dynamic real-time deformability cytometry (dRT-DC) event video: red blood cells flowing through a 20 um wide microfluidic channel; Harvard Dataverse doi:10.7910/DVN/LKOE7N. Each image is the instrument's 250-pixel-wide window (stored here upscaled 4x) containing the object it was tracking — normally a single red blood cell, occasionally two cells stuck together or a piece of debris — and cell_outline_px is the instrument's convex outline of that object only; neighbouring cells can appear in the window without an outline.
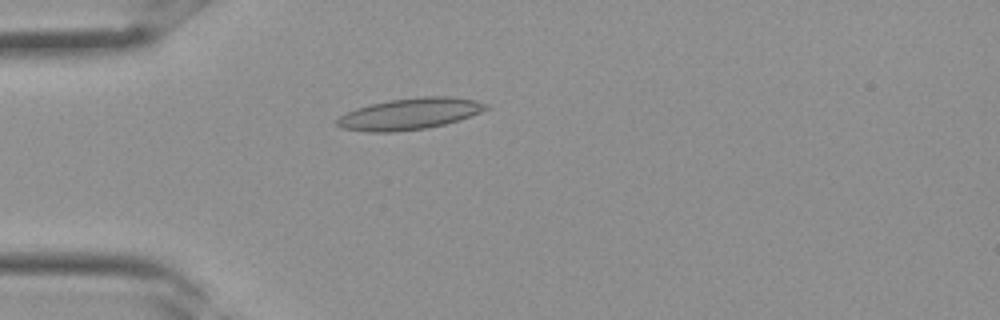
{"species": "Egyptian fruit bat (a non-hibernating species)", "species_latin": "Rousettus aegyptiacus", "temperature_condition": "room temperature", "stored_images_in_passage": 33, "camera_frame_rate_fps": 3000, "um_per_image_px": 0.085, "frame": {"image": 1, "passage_image": 9, "time_ms": 2.667, "image_size_px": [1000, 320], "cell_outline_px": [[492, 108], [460, 120], [428, 128], [396, 132], [368, 132], [340, 128], [336, 124], [336, 120], [340, 116], [356, 108], [372, 104], [392, 100], [424, 96], [448, 96], [476, 100], [488, 104]], "centroid_in_image_um": [34.87, 9.68], "position_along_channel_um": 50.1, "area_um2": 27.34}}
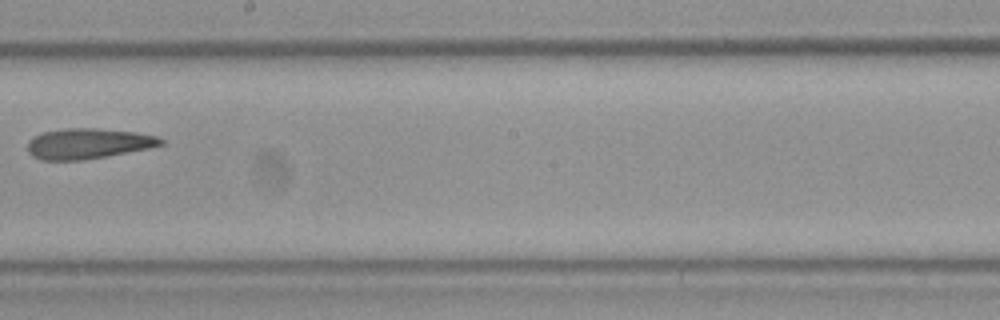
{"frame": {"image": 2, "passage_image": 19, "time_ms": 6.0, "image_size_px": [1000, 320], "cell_outline_px": [[164, 144], [148, 148], [84, 160], [40, 160], [32, 156], [28, 152], [28, 140], [44, 132], [68, 128], [100, 128], [136, 132], [156, 136], [164, 140]], "centroid_in_image_um": [7.48, 12.2], "position_along_channel_um": 240.7, "area_um2": 23.52}}
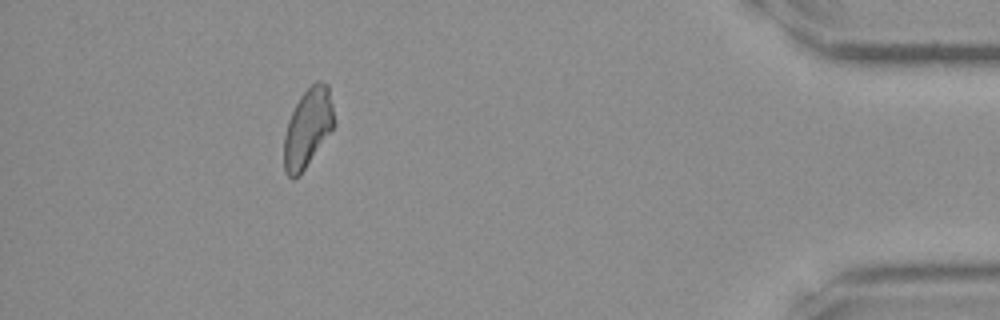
{"frame": {"image": 3, "passage_image": 30, "time_ms": 9.667, "image_size_px": [1000, 320], "cell_outline_px": [[336, 124], [300, 176], [292, 180], [284, 172], [284, 136], [288, 120], [300, 96], [316, 80], [328, 84]], "centroid_in_image_um": [26.16, 10.9], "position_along_channel_um": 409.0, "area_um2": 23.12}}